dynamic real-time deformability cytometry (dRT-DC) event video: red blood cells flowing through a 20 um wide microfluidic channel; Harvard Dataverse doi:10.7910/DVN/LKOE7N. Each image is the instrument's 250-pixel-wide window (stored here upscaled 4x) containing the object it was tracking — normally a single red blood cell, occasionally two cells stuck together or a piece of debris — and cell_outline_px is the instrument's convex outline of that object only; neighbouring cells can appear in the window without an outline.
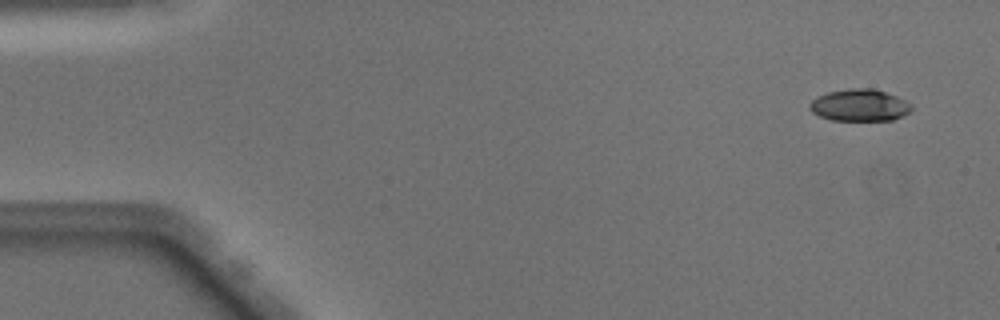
{"species": "Egyptian fruit bat (a non-hibernating species)", "species_latin": "Rousettus aegyptiacus", "temperature_condition": "warm", "stored_images_in_passage": 50, "camera_frame_rate_fps": 3000, "um_per_image_px": 0.085, "animal": {"sex": "male"}, "frame": {"image": 1, "passage_image": 3, "time_ms": 0.667, "image_size_px": [1000, 320], "cell_outline_px": [[912, 108], [904, 116], [892, 120], [832, 120], [820, 116], [812, 112], [808, 108], [808, 104], [812, 100], [828, 92], [848, 88], [872, 88], [896, 96], [912, 104]], "centroid_in_image_um": [73.06, 8.95], "position_along_channel_um": 11.9, "area_um2": 18.9}}
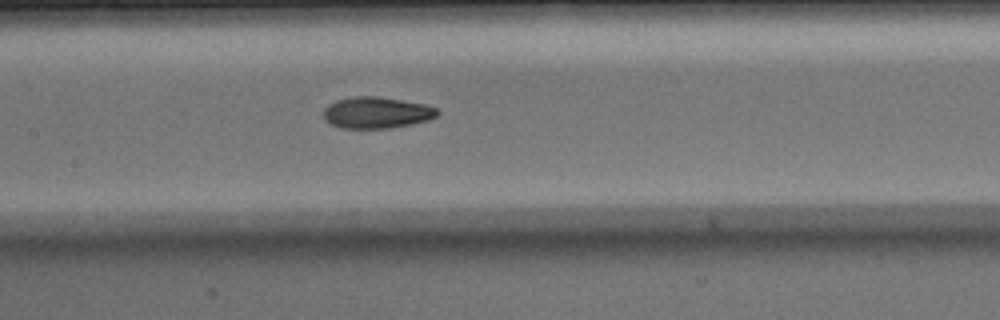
{"frame": {"image": 2, "passage_image": 24, "time_ms": 7.667, "image_size_px": [1000, 320], "cell_outline_px": [[440, 112], [436, 116], [428, 120], [412, 124], [392, 128], [340, 128], [324, 120], [324, 108], [328, 104], [336, 100], [352, 96], [376, 96], [424, 104], [436, 108]], "centroid_in_image_um": [31.99, 9.57], "position_along_channel_um": 175.4, "area_um2": 20.87}}
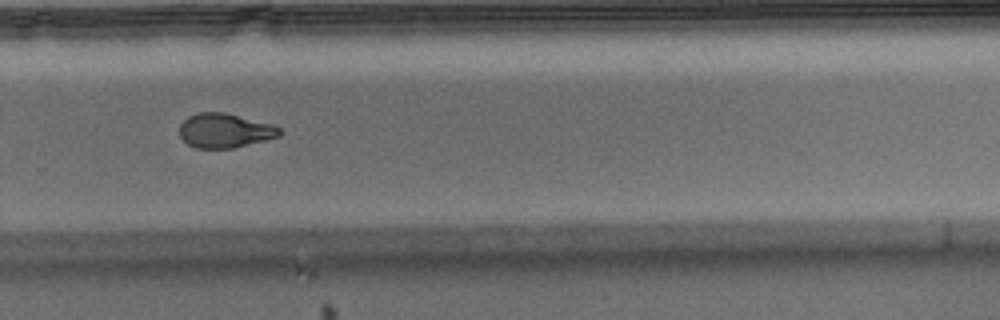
{"frame": {"image": 3, "passage_image": 34, "time_ms": 11.0, "image_size_px": [1000, 320], "cell_outline_px": [[280, 136], [232, 148], [196, 148], [188, 144], [180, 136], [180, 124], [188, 116], [200, 112], [224, 112], [272, 124], [280, 128]], "centroid_in_image_um": [19.09, 11.09], "position_along_channel_um": 310.7, "area_um2": 19.83}, "authors_computed_cell_mechanics": {"area_um2": 20.5768, "velocity_mm_per_s": 4.0754, "shape_relaxation_time_tau1_ms": 5.628, "shape_relaxation_time_tau2_ms": 2.2339, "deformation_change_tau1": 0.2383, "deformation_change_tau2": 0.0835}}